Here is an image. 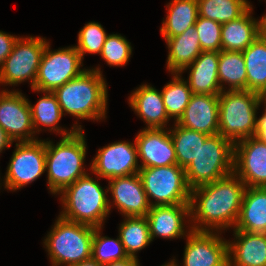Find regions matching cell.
<instances>
[{
  "label": "cell",
  "mask_w": 266,
  "mask_h": 266,
  "mask_svg": "<svg viewBox=\"0 0 266 266\" xmlns=\"http://www.w3.org/2000/svg\"><path fill=\"white\" fill-rule=\"evenodd\" d=\"M245 188V184L233 172L212 183L192 189L190 219L192 217L191 220L195 224L190 229L213 232L212 229L221 231L230 226L235 227Z\"/></svg>",
  "instance_id": "obj_1"
},
{
  "label": "cell",
  "mask_w": 266,
  "mask_h": 266,
  "mask_svg": "<svg viewBox=\"0 0 266 266\" xmlns=\"http://www.w3.org/2000/svg\"><path fill=\"white\" fill-rule=\"evenodd\" d=\"M56 95L63 112L77 119L105 118L107 108V85L100 68L86 69L78 77L56 88Z\"/></svg>",
  "instance_id": "obj_2"
},
{
  "label": "cell",
  "mask_w": 266,
  "mask_h": 266,
  "mask_svg": "<svg viewBox=\"0 0 266 266\" xmlns=\"http://www.w3.org/2000/svg\"><path fill=\"white\" fill-rule=\"evenodd\" d=\"M108 192V187L104 191L97 180L86 174L60 192L64 209L59 216L95 228L102 227L111 210Z\"/></svg>",
  "instance_id": "obj_3"
},
{
  "label": "cell",
  "mask_w": 266,
  "mask_h": 266,
  "mask_svg": "<svg viewBox=\"0 0 266 266\" xmlns=\"http://www.w3.org/2000/svg\"><path fill=\"white\" fill-rule=\"evenodd\" d=\"M46 169L50 192L60 194L67 186L85 176L83 164L86 154L85 136L82 130L62 137L56 145L45 141Z\"/></svg>",
  "instance_id": "obj_4"
},
{
  "label": "cell",
  "mask_w": 266,
  "mask_h": 266,
  "mask_svg": "<svg viewBox=\"0 0 266 266\" xmlns=\"http://www.w3.org/2000/svg\"><path fill=\"white\" fill-rule=\"evenodd\" d=\"M260 94L248 90H228L219 94L218 133L233 143L255 136Z\"/></svg>",
  "instance_id": "obj_5"
},
{
  "label": "cell",
  "mask_w": 266,
  "mask_h": 266,
  "mask_svg": "<svg viewBox=\"0 0 266 266\" xmlns=\"http://www.w3.org/2000/svg\"><path fill=\"white\" fill-rule=\"evenodd\" d=\"M94 230L93 226L58 216L43 242L52 266H72L91 259Z\"/></svg>",
  "instance_id": "obj_6"
},
{
  "label": "cell",
  "mask_w": 266,
  "mask_h": 266,
  "mask_svg": "<svg viewBox=\"0 0 266 266\" xmlns=\"http://www.w3.org/2000/svg\"><path fill=\"white\" fill-rule=\"evenodd\" d=\"M233 168L234 143L217 133L206 138L195 159L184 170L192 190L232 174Z\"/></svg>",
  "instance_id": "obj_7"
},
{
  "label": "cell",
  "mask_w": 266,
  "mask_h": 266,
  "mask_svg": "<svg viewBox=\"0 0 266 266\" xmlns=\"http://www.w3.org/2000/svg\"><path fill=\"white\" fill-rule=\"evenodd\" d=\"M138 175L151 206L190 204L191 189L186 173L177 164L140 168ZM150 198L156 201L153 203Z\"/></svg>",
  "instance_id": "obj_8"
},
{
  "label": "cell",
  "mask_w": 266,
  "mask_h": 266,
  "mask_svg": "<svg viewBox=\"0 0 266 266\" xmlns=\"http://www.w3.org/2000/svg\"><path fill=\"white\" fill-rule=\"evenodd\" d=\"M46 43L41 37H18L11 54L0 66V83L12 86L31 80L33 89Z\"/></svg>",
  "instance_id": "obj_9"
},
{
  "label": "cell",
  "mask_w": 266,
  "mask_h": 266,
  "mask_svg": "<svg viewBox=\"0 0 266 266\" xmlns=\"http://www.w3.org/2000/svg\"><path fill=\"white\" fill-rule=\"evenodd\" d=\"M49 42L46 43L33 91L53 92L86 69H80L82 58L74 46L50 51Z\"/></svg>",
  "instance_id": "obj_10"
},
{
  "label": "cell",
  "mask_w": 266,
  "mask_h": 266,
  "mask_svg": "<svg viewBox=\"0 0 266 266\" xmlns=\"http://www.w3.org/2000/svg\"><path fill=\"white\" fill-rule=\"evenodd\" d=\"M46 171L45 140L18 142L7 167L5 188L18 190Z\"/></svg>",
  "instance_id": "obj_11"
},
{
  "label": "cell",
  "mask_w": 266,
  "mask_h": 266,
  "mask_svg": "<svg viewBox=\"0 0 266 266\" xmlns=\"http://www.w3.org/2000/svg\"><path fill=\"white\" fill-rule=\"evenodd\" d=\"M0 127L12 141L31 142L35 131L28 99L20 91L0 92Z\"/></svg>",
  "instance_id": "obj_12"
},
{
  "label": "cell",
  "mask_w": 266,
  "mask_h": 266,
  "mask_svg": "<svg viewBox=\"0 0 266 266\" xmlns=\"http://www.w3.org/2000/svg\"><path fill=\"white\" fill-rule=\"evenodd\" d=\"M90 169L96 176L108 180L137 174L140 165H138L136 142L133 144L125 141L114 142L99 149Z\"/></svg>",
  "instance_id": "obj_13"
},
{
  "label": "cell",
  "mask_w": 266,
  "mask_h": 266,
  "mask_svg": "<svg viewBox=\"0 0 266 266\" xmlns=\"http://www.w3.org/2000/svg\"><path fill=\"white\" fill-rule=\"evenodd\" d=\"M233 172L246 187H266V143L255 136L234 143Z\"/></svg>",
  "instance_id": "obj_14"
},
{
  "label": "cell",
  "mask_w": 266,
  "mask_h": 266,
  "mask_svg": "<svg viewBox=\"0 0 266 266\" xmlns=\"http://www.w3.org/2000/svg\"><path fill=\"white\" fill-rule=\"evenodd\" d=\"M216 232L189 230L183 266H229L228 242Z\"/></svg>",
  "instance_id": "obj_15"
},
{
  "label": "cell",
  "mask_w": 266,
  "mask_h": 266,
  "mask_svg": "<svg viewBox=\"0 0 266 266\" xmlns=\"http://www.w3.org/2000/svg\"><path fill=\"white\" fill-rule=\"evenodd\" d=\"M140 168L162 167L177 164L176 152L170 131L164 128L141 130L135 139Z\"/></svg>",
  "instance_id": "obj_16"
},
{
  "label": "cell",
  "mask_w": 266,
  "mask_h": 266,
  "mask_svg": "<svg viewBox=\"0 0 266 266\" xmlns=\"http://www.w3.org/2000/svg\"><path fill=\"white\" fill-rule=\"evenodd\" d=\"M108 190L125 217L146 216L151 209L138 173L110 179Z\"/></svg>",
  "instance_id": "obj_17"
},
{
  "label": "cell",
  "mask_w": 266,
  "mask_h": 266,
  "mask_svg": "<svg viewBox=\"0 0 266 266\" xmlns=\"http://www.w3.org/2000/svg\"><path fill=\"white\" fill-rule=\"evenodd\" d=\"M180 126L214 135L219 130V95L192 94L183 115L176 122Z\"/></svg>",
  "instance_id": "obj_18"
},
{
  "label": "cell",
  "mask_w": 266,
  "mask_h": 266,
  "mask_svg": "<svg viewBox=\"0 0 266 266\" xmlns=\"http://www.w3.org/2000/svg\"><path fill=\"white\" fill-rule=\"evenodd\" d=\"M190 217V204L151 206L146 215L151 240L155 237L173 239L187 236L184 217Z\"/></svg>",
  "instance_id": "obj_19"
},
{
  "label": "cell",
  "mask_w": 266,
  "mask_h": 266,
  "mask_svg": "<svg viewBox=\"0 0 266 266\" xmlns=\"http://www.w3.org/2000/svg\"><path fill=\"white\" fill-rule=\"evenodd\" d=\"M234 234L238 240L228 242L229 266H266V233L234 230Z\"/></svg>",
  "instance_id": "obj_20"
},
{
  "label": "cell",
  "mask_w": 266,
  "mask_h": 266,
  "mask_svg": "<svg viewBox=\"0 0 266 266\" xmlns=\"http://www.w3.org/2000/svg\"><path fill=\"white\" fill-rule=\"evenodd\" d=\"M219 52L202 51L191 65L188 81L193 94L219 95L221 91L218 77Z\"/></svg>",
  "instance_id": "obj_21"
},
{
  "label": "cell",
  "mask_w": 266,
  "mask_h": 266,
  "mask_svg": "<svg viewBox=\"0 0 266 266\" xmlns=\"http://www.w3.org/2000/svg\"><path fill=\"white\" fill-rule=\"evenodd\" d=\"M129 104L146 122L148 129L164 128L170 120L161 92L150 85L143 84L133 91L129 97Z\"/></svg>",
  "instance_id": "obj_22"
},
{
  "label": "cell",
  "mask_w": 266,
  "mask_h": 266,
  "mask_svg": "<svg viewBox=\"0 0 266 266\" xmlns=\"http://www.w3.org/2000/svg\"><path fill=\"white\" fill-rule=\"evenodd\" d=\"M234 230L266 233V187H246Z\"/></svg>",
  "instance_id": "obj_23"
},
{
  "label": "cell",
  "mask_w": 266,
  "mask_h": 266,
  "mask_svg": "<svg viewBox=\"0 0 266 266\" xmlns=\"http://www.w3.org/2000/svg\"><path fill=\"white\" fill-rule=\"evenodd\" d=\"M169 49L167 69L171 74L180 73L202 52L199 35L195 26L189 27L184 33L166 39Z\"/></svg>",
  "instance_id": "obj_24"
},
{
  "label": "cell",
  "mask_w": 266,
  "mask_h": 266,
  "mask_svg": "<svg viewBox=\"0 0 266 266\" xmlns=\"http://www.w3.org/2000/svg\"><path fill=\"white\" fill-rule=\"evenodd\" d=\"M250 7L236 20L222 24L221 50L244 51L258 36V21L252 18Z\"/></svg>",
  "instance_id": "obj_25"
},
{
  "label": "cell",
  "mask_w": 266,
  "mask_h": 266,
  "mask_svg": "<svg viewBox=\"0 0 266 266\" xmlns=\"http://www.w3.org/2000/svg\"><path fill=\"white\" fill-rule=\"evenodd\" d=\"M247 73V90L266 92V39L258 36L242 51Z\"/></svg>",
  "instance_id": "obj_26"
},
{
  "label": "cell",
  "mask_w": 266,
  "mask_h": 266,
  "mask_svg": "<svg viewBox=\"0 0 266 266\" xmlns=\"http://www.w3.org/2000/svg\"><path fill=\"white\" fill-rule=\"evenodd\" d=\"M167 7L168 14L160 28L165 40L180 35L195 25L199 16L197 0H173Z\"/></svg>",
  "instance_id": "obj_27"
},
{
  "label": "cell",
  "mask_w": 266,
  "mask_h": 266,
  "mask_svg": "<svg viewBox=\"0 0 266 266\" xmlns=\"http://www.w3.org/2000/svg\"><path fill=\"white\" fill-rule=\"evenodd\" d=\"M43 93L44 96L35 105L29 103L35 133L40 131L37 129L40 125L50 127L48 129L50 131L61 132L63 137L72 135L76 130H82V126L75 124L70 132L57 126L63 116L57 97L50 91H44Z\"/></svg>",
  "instance_id": "obj_28"
},
{
  "label": "cell",
  "mask_w": 266,
  "mask_h": 266,
  "mask_svg": "<svg viewBox=\"0 0 266 266\" xmlns=\"http://www.w3.org/2000/svg\"><path fill=\"white\" fill-rule=\"evenodd\" d=\"M218 77L221 91L223 82L229 83L228 90H247V73L242 51L219 52Z\"/></svg>",
  "instance_id": "obj_29"
},
{
  "label": "cell",
  "mask_w": 266,
  "mask_h": 266,
  "mask_svg": "<svg viewBox=\"0 0 266 266\" xmlns=\"http://www.w3.org/2000/svg\"><path fill=\"white\" fill-rule=\"evenodd\" d=\"M118 237L128 257L138 260L136 252L148 246L152 241L146 216L125 217L119 227Z\"/></svg>",
  "instance_id": "obj_30"
},
{
  "label": "cell",
  "mask_w": 266,
  "mask_h": 266,
  "mask_svg": "<svg viewBox=\"0 0 266 266\" xmlns=\"http://www.w3.org/2000/svg\"><path fill=\"white\" fill-rule=\"evenodd\" d=\"M177 157V165L186 168L196 157L200 146H203L209 136L180 126L175 123L174 129L169 130Z\"/></svg>",
  "instance_id": "obj_31"
},
{
  "label": "cell",
  "mask_w": 266,
  "mask_h": 266,
  "mask_svg": "<svg viewBox=\"0 0 266 266\" xmlns=\"http://www.w3.org/2000/svg\"><path fill=\"white\" fill-rule=\"evenodd\" d=\"M199 17L220 24L238 19L252 5L248 0H197Z\"/></svg>",
  "instance_id": "obj_32"
},
{
  "label": "cell",
  "mask_w": 266,
  "mask_h": 266,
  "mask_svg": "<svg viewBox=\"0 0 266 266\" xmlns=\"http://www.w3.org/2000/svg\"><path fill=\"white\" fill-rule=\"evenodd\" d=\"M172 79L164 86L161 94L168 117H174L177 122L183 115L193 93L181 74L175 73Z\"/></svg>",
  "instance_id": "obj_33"
},
{
  "label": "cell",
  "mask_w": 266,
  "mask_h": 266,
  "mask_svg": "<svg viewBox=\"0 0 266 266\" xmlns=\"http://www.w3.org/2000/svg\"><path fill=\"white\" fill-rule=\"evenodd\" d=\"M101 228L98 227L94 230L91 258L102 266L128 258L120 237L117 239L102 237L100 235Z\"/></svg>",
  "instance_id": "obj_34"
},
{
  "label": "cell",
  "mask_w": 266,
  "mask_h": 266,
  "mask_svg": "<svg viewBox=\"0 0 266 266\" xmlns=\"http://www.w3.org/2000/svg\"><path fill=\"white\" fill-rule=\"evenodd\" d=\"M132 54V47L125 37L118 34L107 35L100 55L110 66L127 64Z\"/></svg>",
  "instance_id": "obj_35"
},
{
  "label": "cell",
  "mask_w": 266,
  "mask_h": 266,
  "mask_svg": "<svg viewBox=\"0 0 266 266\" xmlns=\"http://www.w3.org/2000/svg\"><path fill=\"white\" fill-rule=\"evenodd\" d=\"M107 34L98 22H89L78 34V45L75 46L83 59L84 54H100Z\"/></svg>",
  "instance_id": "obj_36"
},
{
  "label": "cell",
  "mask_w": 266,
  "mask_h": 266,
  "mask_svg": "<svg viewBox=\"0 0 266 266\" xmlns=\"http://www.w3.org/2000/svg\"><path fill=\"white\" fill-rule=\"evenodd\" d=\"M194 26L199 35L202 51H221L222 24L198 16Z\"/></svg>",
  "instance_id": "obj_37"
},
{
  "label": "cell",
  "mask_w": 266,
  "mask_h": 266,
  "mask_svg": "<svg viewBox=\"0 0 266 266\" xmlns=\"http://www.w3.org/2000/svg\"><path fill=\"white\" fill-rule=\"evenodd\" d=\"M17 37L6 34L3 31H0V66L4 60L11 54L14 44L17 41Z\"/></svg>",
  "instance_id": "obj_38"
},
{
  "label": "cell",
  "mask_w": 266,
  "mask_h": 266,
  "mask_svg": "<svg viewBox=\"0 0 266 266\" xmlns=\"http://www.w3.org/2000/svg\"><path fill=\"white\" fill-rule=\"evenodd\" d=\"M255 137L266 143V111L259 119H257V130Z\"/></svg>",
  "instance_id": "obj_39"
},
{
  "label": "cell",
  "mask_w": 266,
  "mask_h": 266,
  "mask_svg": "<svg viewBox=\"0 0 266 266\" xmlns=\"http://www.w3.org/2000/svg\"><path fill=\"white\" fill-rule=\"evenodd\" d=\"M138 262V260L128 257L122 260L111 262L104 266H140Z\"/></svg>",
  "instance_id": "obj_40"
},
{
  "label": "cell",
  "mask_w": 266,
  "mask_h": 266,
  "mask_svg": "<svg viewBox=\"0 0 266 266\" xmlns=\"http://www.w3.org/2000/svg\"><path fill=\"white\" fill-rule=\"evenodd\" d=\"M13 143L9 135L0 127V152L4 149H9Z\"/></svg>",
  "instance_id": "obj_41"
},
{
  "label": "cell",
  "mask_w": 266,
  "mask_h": 266,
  "mask_svg": "<svg viewBox=\"0 0 266 266\" xmlns=\"http://www.w3.org/2000/svg\"><path fill=\"white\" fill-rule=\"evenodd\" d=\"M259 36L266 39V15L258 21Z\"/></svg>",
  "instance_id": "obj_42"
},
{
  "label": "cell",
  "mask_w": 266,
  "mask_h": 266,
  "mask_svg": "<svg viewBox=\"0 0 266 266\" xmlns=\"http://www.w3.org/2000/svg\"><path fill=\"white\" fill-rule=\"evenodd\" d=\"M72 266H102L97 261L93 260L92 258L86 261H82L81 263H78L76 265Z\"/></svg>",
  "instance_id": "obj_43"
},
{
  "label": "cell",
  "mask_w": 266,
  "mask_h": 266,
  "mask_svg": "<svg viewBox=\"0 0 266 266\" xmlns=\"http://www.w3.org/2000/svg\"><path fill=\"white\" fill-rule=\"evenodd\" d=\"M260 102H264L265 106V111H266V94H260Z\"/></svg>",
  "instance_id": "obj_44"
},
{
  "label": "cell",
  "mask_w": 266,
  "mask_h": 266,
  "mask_svg": "<svg viewBox=\"0 0 266 266\" xmlns=\"http://www.w3.org/2000/svg\"><path fill=\"white\" fill-rule=\"evenodd\" d=\"M175 261H176V260L173 259L171 262H169V263H167V264H165V265H162V266H178V265L176 264Z\"/></svg>",
  "instance_id": "obj_45"
}]
</instances>
